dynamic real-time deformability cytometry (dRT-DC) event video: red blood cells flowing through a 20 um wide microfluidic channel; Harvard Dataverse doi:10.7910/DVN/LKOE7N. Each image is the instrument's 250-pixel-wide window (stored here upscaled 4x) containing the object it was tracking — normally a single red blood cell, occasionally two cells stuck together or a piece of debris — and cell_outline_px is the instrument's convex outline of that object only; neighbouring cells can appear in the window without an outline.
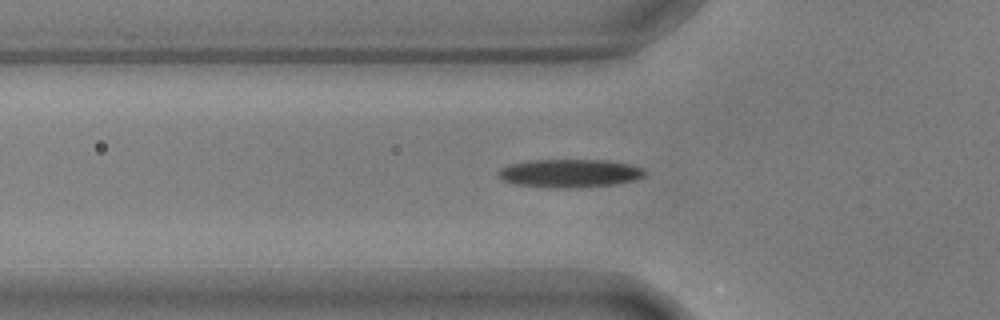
{"species": "common noctule bat (a hibernating species)", "species_latin": "Nyctalus noctula", "temperature_condition": "warm", "stored_images_in_passage": 28, "camera_frame_rate_fps": 3000, "um_per_image_px": 0.085, "animal": {"sex": "male", "body_mass_g": 17.9, "forearm_length_mm": 54.2}, "frame": {"image": 1, "passage_image": 3, "time_ms": 0.667, "image_size_px": [1000, 320], "cell_outline_px": [[644, 176], [636, 180], [616, 184], [568, 188], [548, 188], [516, 184], [504, 180], [500, 176], [500, 168], [508, 164], [528, 160], [608, 160], [628, 164], [644, 168]], "centroid_in_image_um": [48.44, 14.72], "position_along_channel_um": 77.4, "area_um2": 24.1}}
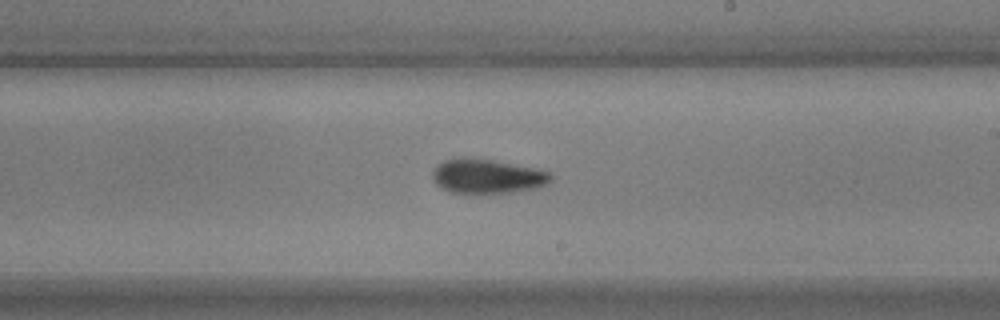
{"frame": {"image": 2, "passage_image": 17, "time_ms": 5.333, "image_size_px": [1000, 320], "cell_outline_px": [[552, 180], [540, 188], [512, 192], [448, 192], [440, 188], [432, 180], [432, 172], [444, 160], [460, 156], [468, 156], [492, 160], [552, 172]], "centroid_in_image_um": [41.4, 14.97], "position_along_channel_um": 247.6, "area_um2": 23.76}}
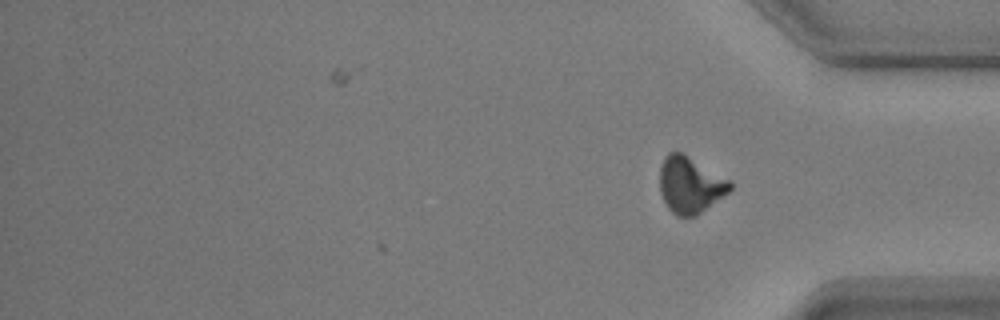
{"frame": {"image": 3, "passage_image": 28, "time_ms": 9.0, "image_size_px": [1000, 320], "cell_outline_px": [[732, 188], [728, 192], [696, 216], [676, 216], [668, 208], [660, 192], [660, 164], [664, 156], [668, 152], [684, 152], [732, 180]], "centroid_in_image_um": [58.67, 15.67], "position_along_channel_um": 376.5, "area_um2": 23.47}, "authors_computed_cell_mechanics": {"area_um2": 23.3512, "velocity_mm_per_s": 3.6367, "shape_relaxation_time_tau1_ms": 3.2436, "shape_relaxation_time_tau2_ms": 5.5142, "deformation_change_tau1": 0.1437, "deformation_change_tau2": 0.1106}}